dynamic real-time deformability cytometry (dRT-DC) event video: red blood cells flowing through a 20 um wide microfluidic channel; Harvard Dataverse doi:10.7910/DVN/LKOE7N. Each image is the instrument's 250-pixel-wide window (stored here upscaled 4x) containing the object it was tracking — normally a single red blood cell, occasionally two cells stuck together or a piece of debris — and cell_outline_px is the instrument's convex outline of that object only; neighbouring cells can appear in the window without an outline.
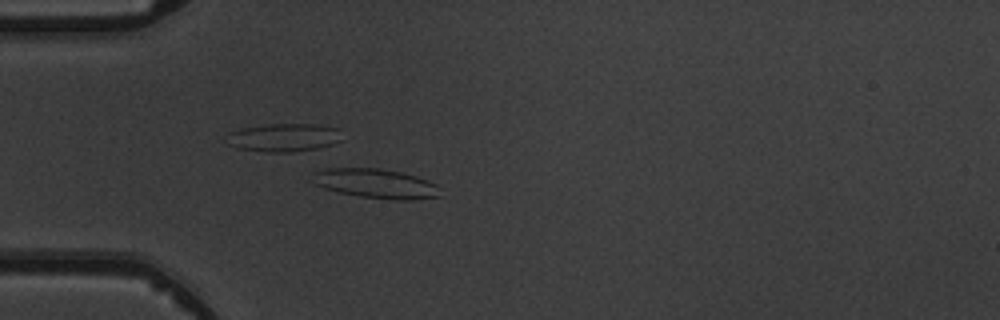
{"species": "common noctule bat (a hibernating species)", "species_latin": "Nyctalus noctula", "temperature_condition": "warm", "stored_images_in_passage": 3, "camera_frame_rate_fps": 3000, "um_per_image_px": 0.085, "animal": {"sex": "male", "body_mass_g": 19.5, "forearm_length_mm": 54.6}, "frame": {"image": 1, "passage_image": 3, "time_ms": 3.333, "image_size_px": [1000, 320], "cell_outline_px": [[440, 196], [412, 200], [396, 200], [360, 196], [340, 192], [324, 188], [316, 184], [312, 172], [328, 168], [380, 168], [400, 172], [416, 176], [428, 180], [436, 184]], "centroid_in_image_um": [31.96, 15.6], "position_along_channel_um": 53.0, "area_um2": 21.68}}